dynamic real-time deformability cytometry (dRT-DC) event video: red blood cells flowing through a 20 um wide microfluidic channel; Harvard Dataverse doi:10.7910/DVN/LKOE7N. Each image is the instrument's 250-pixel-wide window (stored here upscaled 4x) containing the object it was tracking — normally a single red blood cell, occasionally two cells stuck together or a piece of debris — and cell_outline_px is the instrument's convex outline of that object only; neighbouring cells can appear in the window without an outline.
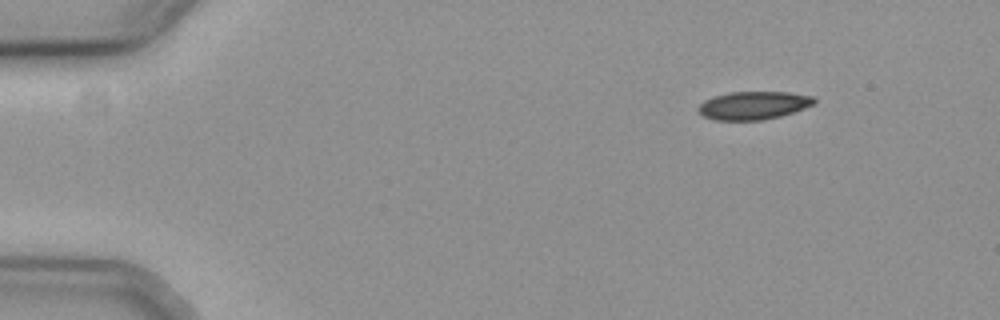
{"species": "common noctule bat (a hibernating species)", "species_latin": "Nyctalus noctula", "temperature_condition": "cold", "stored_images_in_passage": 50, "camera_frame_rate_fps": 3000, "um_per_image_px": 0.085, "animal": {"sex": "female", "body_mass_g": 19.3, "forearm_length_mm": 54.1}, "frame": {"image": 1, "passage_image": 1, "time_ms": 0.0, "image_size_px": [1000, 320], "cell_outline_px": [[816, 104], [780, 116], [760, 120], [716, 120], [704, 116], [700, 112], [700, 104], [704, 100], [716, 96], [732, 92], [788, 92], [812, 96], [816, 100]], "centroid_in_image_um": [64.09, 8.95], "position_along_channel_um": 20.9, "area_um2": 18.67}}
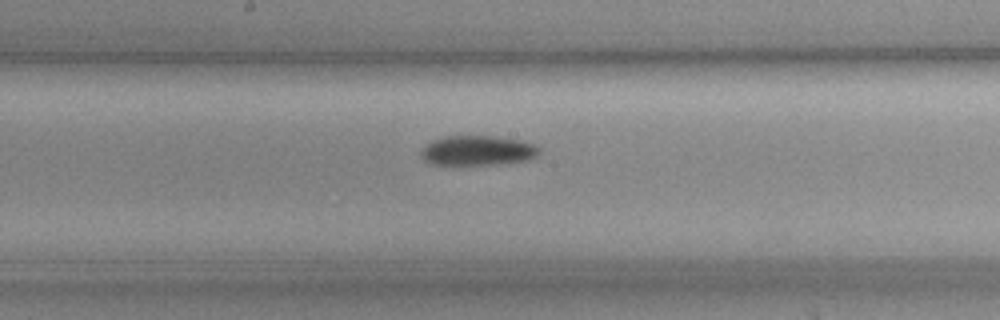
{"frame": {"image": 2, "passage_image": 24, "time_ms": 7.667, "image_size_px": [1000, 320], "cell_outline_px": [[540, 152], [536, 156], [528, 160], [492, 164], [432, 164], [424, 160], [420, 156], [420, 152], [432, 140], [444, 136], [492, 136], [520, 140], [532, 144], [540, 148]], "centroid_in_image_um": [40.59, 12.79], "position_along_channel_um": 207.6, "area_um2": 20.29}}
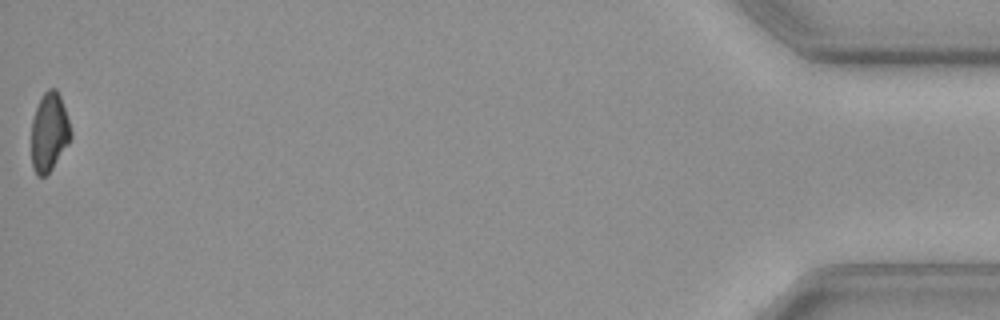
{"frame": {"image": 3, "passage_image": 50, "time_ms": 16.333, "image_size_px": [1000, 320], "cell_outline_px": [[72, 136], [68, 144], [52, 168], [44, 176], [36, 176], [32, 164], [32, 120], [36, 108], [44, 92], [48, 88], [56, 88], [60, 96], [72, 132]], "centroid_in_image_um": [4.18, 11.23], "position_along_channel_um": 431.0, "area_um2": 17.8}, "authors_computed_cell_mechanics": {"area_um2": 20.0277, "velocity_mm_per_s": 3.7266, "shape_relaxation_time_tau1_ms": 7.3176, "shape_relaxation_time_tau2_ms": null, "deformation_change_tau1": 0.1465, "deformation_change_tau2": null}}